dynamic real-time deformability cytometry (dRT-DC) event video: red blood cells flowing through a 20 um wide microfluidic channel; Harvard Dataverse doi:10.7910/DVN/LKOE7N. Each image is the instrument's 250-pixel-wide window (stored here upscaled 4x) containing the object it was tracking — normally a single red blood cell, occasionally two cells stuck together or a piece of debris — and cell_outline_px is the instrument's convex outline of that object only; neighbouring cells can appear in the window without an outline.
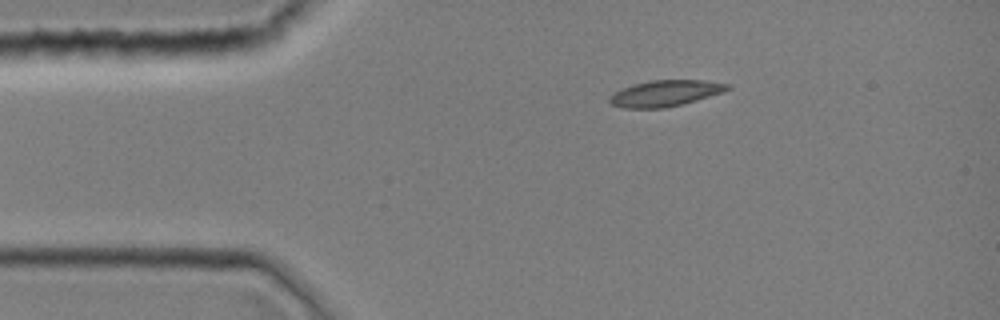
{"species": "common noctule bat (a hibernating species)", "species_latin": "Nyctalus noctula", "temperature_condition": "room temperature", "stored_images_in_passage": 33, "camera_frame_rate_fps": 3000, "um_per_image_px": 0.085, "animal": {"sex": "female", "body_mass_g": 19.0, "forearm_length_mm": 51.5}, "frame": {"image": 1, "passage_image": 1, "time_ms": 0.0, "image_size_px": [1000, 320], "cell_outline_px": [[732, 88], [724, 92], [684, 104], [664, 108], [624, 108], [612, 104], [608, 100], [608, 96], [612, 92], [632, 84], [652, 80], [704, 80], [728, 84]], "centroid_in_image_um": [56.53, 7.93], "position_along_channel_um": 28.5, "area_um2": 18.15}}
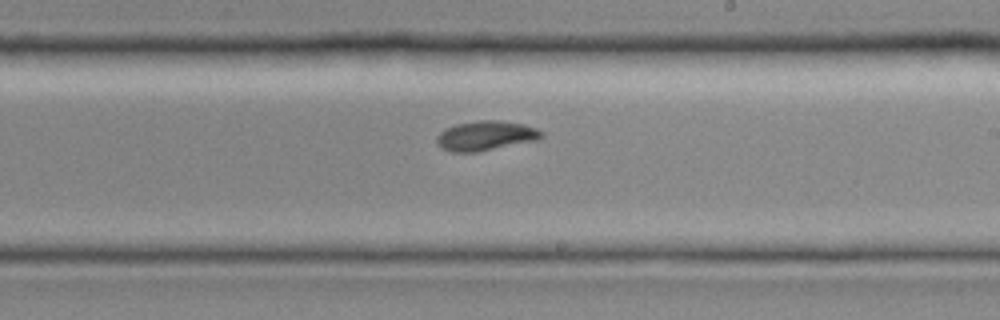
{"frame": {"image": 2, "passage_image": 19, "time_ms": 6.0, "image_size_px": [1000, 320], "cell_outline_px": [[544, 136], [540, 140], [480, 152], [452, 152], [440, 148], [436, 144], [436, 136], [444, 128], [456, 124], [480, 120], [496, 120], [524, 124], [536, 128], [544, 132]], "centroid_in_image_um": [41.3, 11.55], "position_along_channel_um": 247.7, "area_um2": 18.55}}
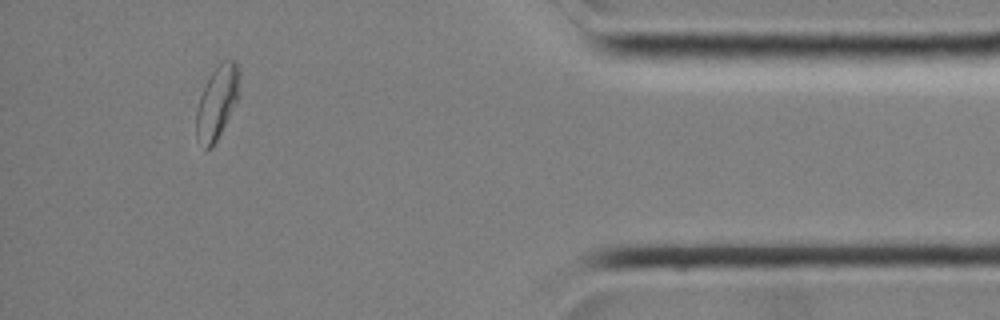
{"frame": {"image": 3, "passage_image": 33, "time_ms": 10.667, "image_size_px": [1000, 320], "cell_outline_px": [[240, 76], [236, 100], [212, 148], [204, 152], [196, 136], [196, 112], [200, 96], [204, 84], [220, 60], [236, 60], [240, 72]], "centroid_in_image_um": [18.41, 8.68], "position_along_channel_um": 416.8, "area_um2": 18.26}}